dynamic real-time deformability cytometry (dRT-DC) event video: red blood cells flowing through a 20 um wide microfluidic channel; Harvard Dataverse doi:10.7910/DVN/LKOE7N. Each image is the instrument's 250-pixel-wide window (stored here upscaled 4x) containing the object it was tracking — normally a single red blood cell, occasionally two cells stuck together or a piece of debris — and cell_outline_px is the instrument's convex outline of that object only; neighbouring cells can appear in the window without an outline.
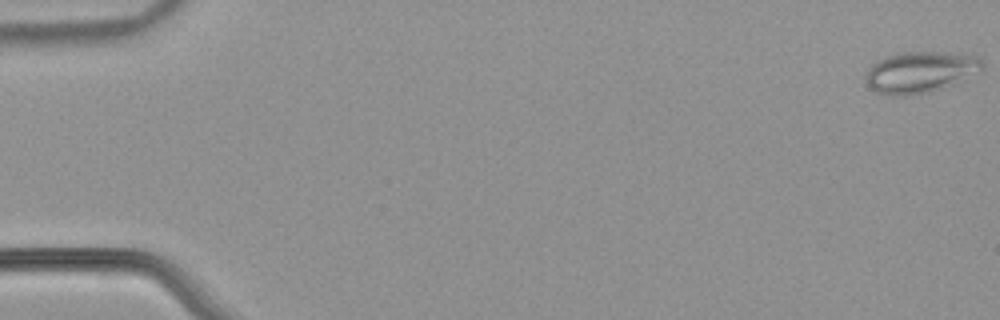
{"species": "common noctule bat (a hibernating species)", "species_latin": "Nyctalus noctula", "temperature_condition": "warm", "stored_images_in_passage": 54, "camera_frame_rate_fps": 3000, "um_per_image_px": 0.085, "animal": {"sex": "male", "body_mass_g": 21.5, "forearm_length_mm": 52.0}, "frame": {"image": 1, "passage_image": 1, "time_ms": 0.0, "image_size_px": [1000, 320], "cell_outline_px": [[984, 68], [964, 80], [956, 84], [944, 88], [928, 92], [904, 96], [892, 96], [876, 92], [868, 84], [864, 76], [872, 64], [876, 60], [896, 52], [944, 52], [976, 56], [984, 60]], "centroid_in_image_um": [78.23, 6.12], "position_along_channel_um": 6.8, "area_um2": 28.38}}
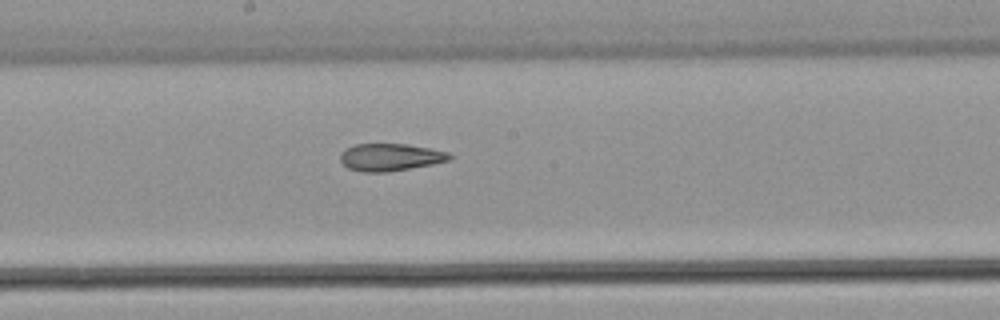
{"frame": {"image": 2, "passage_image": 30, "time_ms": 9.667, "image_size_px": [1000, 320], "cell_outline_px": [[452, 156], [448, 160], [432, 164], [388, 172], [360, 172], [348, 168], [340, 160], [340, 152], [344, 148], [356, 144], [408, 144], [432, 148], [448, 152]], "centroid_in_image_um": [33.14, 13.35], "position_along_channel_um": 215.1, "area_um2": 17.51}}
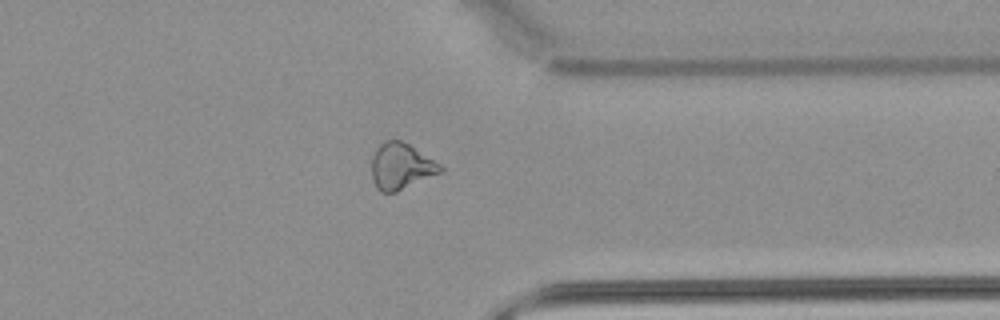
{"frame": {"image": 3, "passage_image": 43, "time_ms": 14.0, "image_size_px": [1000, 320], "cell_outline_px": [[444, 172], [396, 192], [380, 192], [376, 188], [372, 180], [372, 156], [376, 148], [384, 140], [400, 140], [408, 144], [440, 164], [444, 168]], "centroid_in_image_um": [34.08, 14.15], "position_along_channel_um": 377.3, "area_um2": 18.61}, "authors_computed_cell_mechanics": {"area_um2": 20.4901, "velocity_mm_per_s": 3.8364, "shape_relaxation_time_tau1_ms": null, "shape_relaxation_time_tau2_ms": 3.6083, "deformation_change_tau1": null, "deformation_change_tau2": 0.1306}}